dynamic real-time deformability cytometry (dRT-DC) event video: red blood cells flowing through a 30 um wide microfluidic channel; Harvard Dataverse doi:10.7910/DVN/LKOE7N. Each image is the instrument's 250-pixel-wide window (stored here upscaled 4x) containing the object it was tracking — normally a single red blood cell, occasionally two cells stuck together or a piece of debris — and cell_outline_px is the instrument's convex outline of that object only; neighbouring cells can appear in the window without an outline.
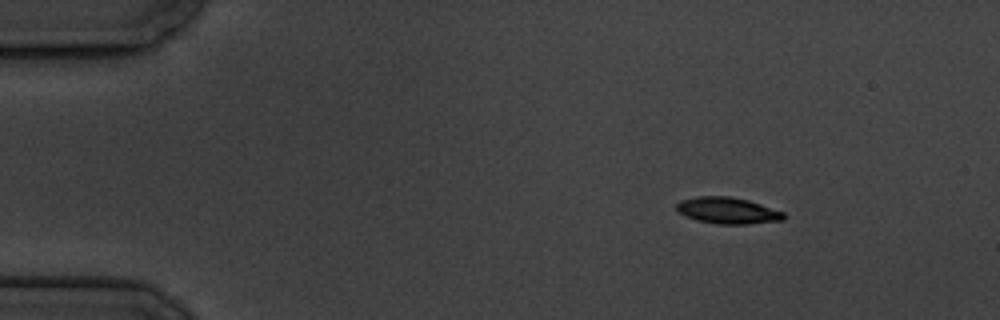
{"species": "common noctule bat (a hibernating species)", "species_latin": "Nyctalus noctula", "temperature_condition": "cold", "stored_images_in_passage": 4, "camera_frame_rate_fps": 3000, "um_per_image_px": 0.085, "animal": {"sex": "male", "body_mass_g": 19.5, "forearm_length_mm": 54.6}, "frame": {"image": 1, "passage_image": 2, "time_ms": 1.333, "image_size_px": [1000, 320], "cell_outline_px": [[784, 220], [748, 224], [716, 224], [696, 220], [684, 216], [676, 208], [676, 204], [680, 200], [696, 196], [732, 196], [748, 200], [784, 212]], "centroid_in_image_um": [61.82, 17.89], "position_along_channel_um": 23.2, "area_um2": 16.59}}